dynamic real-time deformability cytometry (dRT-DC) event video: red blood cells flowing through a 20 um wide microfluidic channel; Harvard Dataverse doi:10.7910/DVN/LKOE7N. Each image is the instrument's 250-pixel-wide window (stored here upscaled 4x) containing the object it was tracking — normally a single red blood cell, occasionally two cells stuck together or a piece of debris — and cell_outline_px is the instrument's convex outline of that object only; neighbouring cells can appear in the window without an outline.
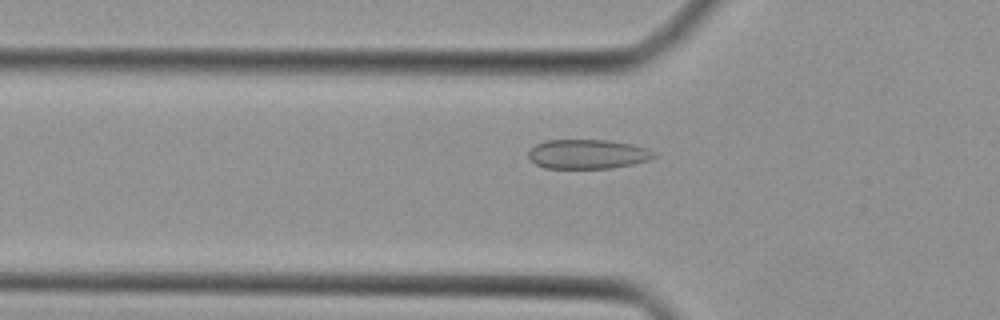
{"species": "Egyptian fruit bat (a non-hibernating species)", "species_latin": "Rousettus aegyptiacus", "temperature_condition": "cold", "stored_images_in_passage": 37, "camera_frame_rate_fps": 3000, "um_per_image_px": 0.085, "animal": {"sex": "female"}, "frame": {"image": 1, "passage_image": 7, "time_ms": 2.0, "image_size_px": [1000, 320], "cell_outline_px": [[656, 156], [648, 160], [632, 164], [612, 168], [544, 168], [536, 164], [528, 156], [528, 152], [536, 144], [544, 140], [608, 140], [632, 144], [648, 148], [656, 152]], "centroid_in_image_um": [49.97, 13.09], "position_along_channel_um": 75.8, "area_um2": 21.56}}
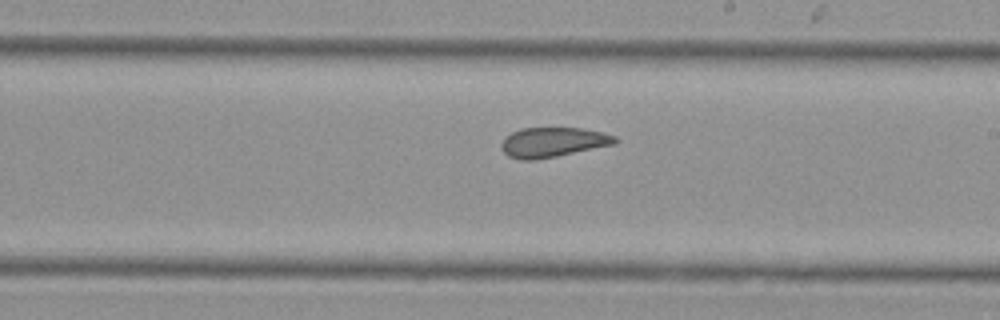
{"frame": {"image": 2, "passage_image": 18, "time_ms": 5.667, "image_size_px": [1000, 320], "cell_outline_px": [[620, 140], [616, 144], [556, 156], [532, 160], [520, 160], [508, 156], [500, 148], [500, 144], [504, 136], [520, 128], [584, 128], [604, 132], [616, 136]], "centroid_in_image_um": [47.0, 12.08], "position_along_channel_um": 242.0, "area_um2": 20.0}}
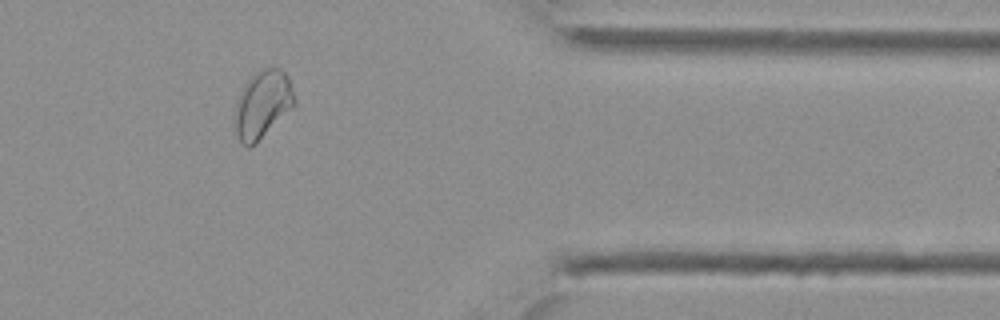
{"frame": {"image": 3, "passage_image": 29, "time_ms": 9.333, "image_size_px": [1000, 320], "cell_outline_px": [[296, 104], [256, 144], [248, 148], [240, 140], [236, 132], [232, 120], [240, 92], [244, 84], [260, 68], [280, 68], [288, 76], [296, 100]], "centroid_in_image_um": [22.31, 8.88], "position_along_channel_um": 389.1, "area_um2": 23.64}}